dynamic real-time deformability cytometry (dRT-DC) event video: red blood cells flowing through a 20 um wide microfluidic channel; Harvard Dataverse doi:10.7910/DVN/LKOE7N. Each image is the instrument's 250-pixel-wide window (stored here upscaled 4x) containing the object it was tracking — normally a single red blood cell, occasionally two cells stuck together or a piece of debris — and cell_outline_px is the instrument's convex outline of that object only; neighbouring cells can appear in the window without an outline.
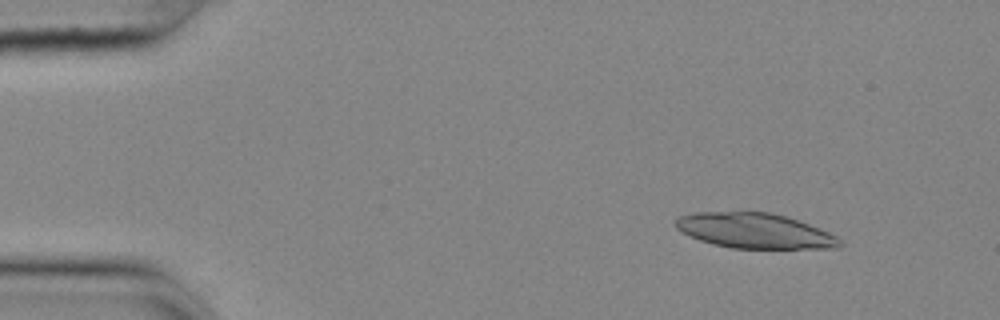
{"species": "common noctule bat (a hibernating species)", "species_latin": "Nyctalus noctula", "temperature_condition": "cold", "stored_images_in_passage": 7, "camera_frame_rate_fps": 3000, "um_per_image_px": 0.085, "animal": {"sex": "female", "body_mass_g": 25.1}, "frame": {"image": 1, "passage_image": 1, "time_ms": 0.0, "image_size_px": [1000, 320], "cell_outline_px": [[844, 244], [840, 248], [732, 248], [712, 244], [700, 240], [676, 228], [676, 220], [680, 216], [696, 212], [768, 212], [784, 216], [820, 228], [836, 236]], "centroid_in_image_um": [64.18, 19.62], "position_along_channel_um": 20.8, "area_um2": 33.23}}